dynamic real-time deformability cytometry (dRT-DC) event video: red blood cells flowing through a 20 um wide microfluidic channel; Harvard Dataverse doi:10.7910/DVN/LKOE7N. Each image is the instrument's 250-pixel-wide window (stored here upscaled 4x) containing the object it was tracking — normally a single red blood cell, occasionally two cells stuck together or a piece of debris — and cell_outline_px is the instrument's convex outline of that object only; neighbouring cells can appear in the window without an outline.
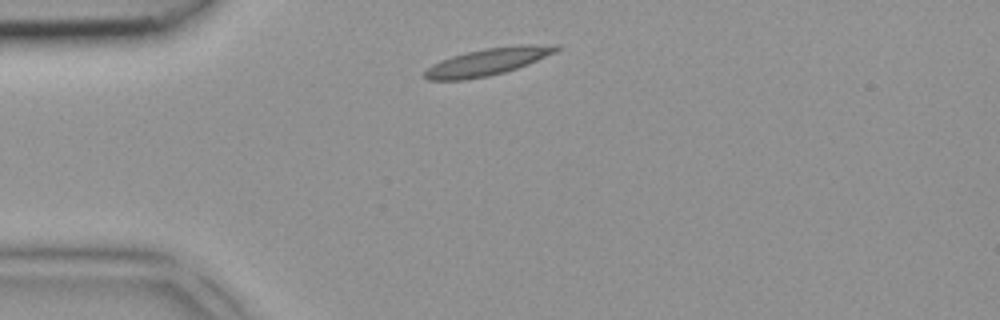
{"species": "common noctule bat (a hibernating species)", "species_latin": "Nyctalus noctula", "temperature_condition": "room temperature", "stored_images_in_passage": 1, "camera_frame_rate_fps": 3000, "um_per_image_px": 0.085, "animal": {"sex": "female", "body_mass_g": 18.4}, "frame": {"image": 1, "passage_image": 1, "time_ms": 0.0, "image_size_px": [1000, 320], "cell_outline_px": [[560, 48], [556, 52], [528, 64], [504, 72], [488, 76], [464, 80], [428, 80], [424, 76], [424, 72], [432, 64], [440, 60], [452, 56], [484, 48], [520, 44], [560, 44]], "centroid_in_image_um": [41.48, 5.23], "position_along_channel_um": 43.5, "area_um2": 20.87}}